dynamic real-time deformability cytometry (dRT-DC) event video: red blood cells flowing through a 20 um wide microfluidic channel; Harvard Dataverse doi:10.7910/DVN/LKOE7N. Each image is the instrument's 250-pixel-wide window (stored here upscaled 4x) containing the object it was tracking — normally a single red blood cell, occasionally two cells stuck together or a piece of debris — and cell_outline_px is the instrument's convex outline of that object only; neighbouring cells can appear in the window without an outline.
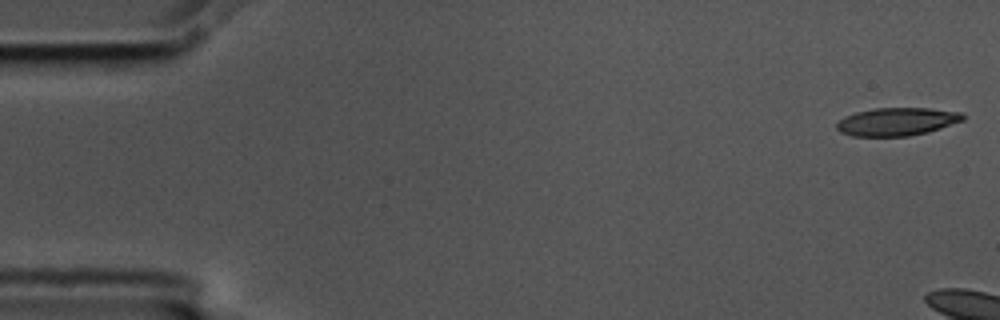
{"species": "common noctule bat (a hibernating species)", "species_latin": "Nyctalus noctula", "temperature_condition": "cold", "stored_images_in_passage": 6, "camera_frame_rate_fps": 3000, "um_per_image_px": 0.085, "animal": {"sex": "male", "body_mass_g": 17.5, "forearm_length_mm": 52.3}, "frame": {"image": 1, "passage_image": 1, "time_ms": 0.0, "image_size_px": [1000, 320], "cell_outline_px": [[964, 120], [928, 132], [908, 136], [852, 136], [840, 132], [836, 128], [836, 124], [844, 116], [856, 112], [876, 108], [928, 108], [964, 112]], "centroid_in_image_um": [76.24, 10.34], "position_along_channel_um": 8.8, "area_um2": 20.63}}